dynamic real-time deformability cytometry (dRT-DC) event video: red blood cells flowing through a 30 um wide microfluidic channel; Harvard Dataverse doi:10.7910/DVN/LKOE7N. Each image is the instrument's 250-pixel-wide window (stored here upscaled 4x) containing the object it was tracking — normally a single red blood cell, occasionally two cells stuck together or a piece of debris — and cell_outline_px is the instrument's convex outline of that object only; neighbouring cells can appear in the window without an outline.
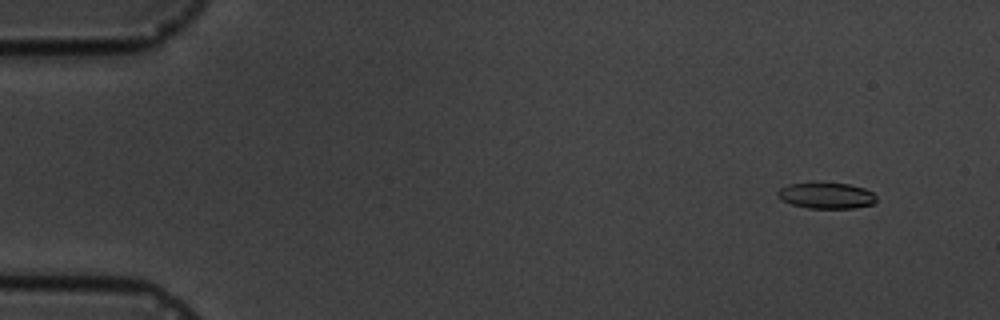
{"species": "common noctule bat (a hibernating species)", "species_latin": "Nyctalus noctula", "temperature_condition": "cold", "stored_images_in_passage": 6, "camera_frame_rate_fps": 3000, "um_per_image_px": 0.085, "animal": {"sex": "male", "body_mass_g": 19.5, "forearm_length_mm": 54.6}, "frame": {"image": 1, "passage_image": 2, "time_ms": 1.333, "image_size_px": [1000, 320], "cell_outline_px": [[876, 204], [852, 208], [808, 208], [792, 204], [776, 196], [776, 192], [780, 188], [788, 184], [812, 180], [820, 180], [848, 184], [864, 188], [872, 192], [876, 196]], "centroid_in_image_um": [70.21, 16.57], "position_along_channel_um": 14.8, "area_um2": 15.66}}
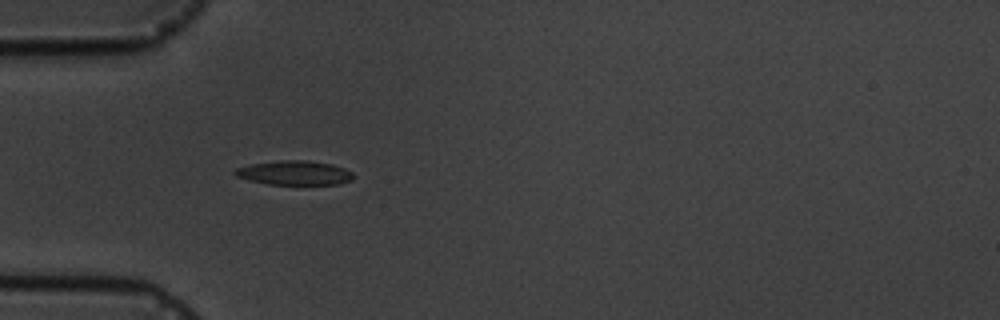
{"frame": {"image": 2, "passage_image": 5, "time_ms": 5.667, "image_size_px": [1000, 320], "cell_outline_px": [[352, 180], [340, 184], [268, 184], [248, 180], [236, 176], [232, 172], [236, 168], [252, 164], [280, 160], [308, 160], [332, 164], [344, 168], [352, 172]], "centroid_in_image_um": [25.02, 14.69], "position_along_channel_um": 60.0, "area_um2": 16.7}}
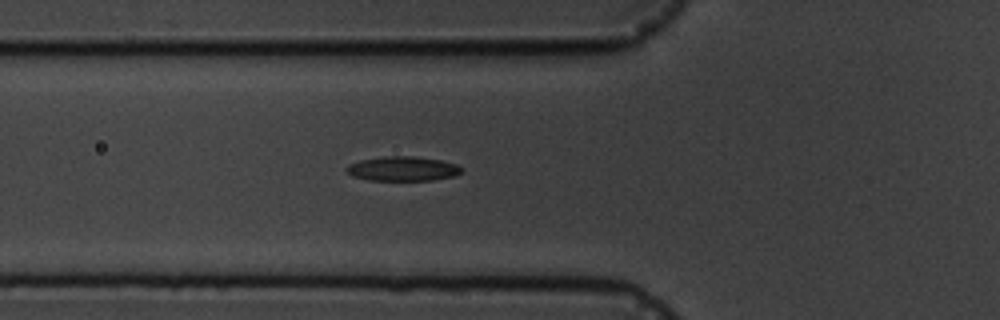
{"frame": {"image": 3, "passage_image": 6, "time_ms": 6.667, "image_size_px": [1000, 320], "cell_outline_px": [[464, 172], [456, 176], [432, 180], [368, 180], [352, 176], [344, 168], [348, 164], [360, 160], [384, 156], [412, 156], [440, 160], [456, 164]], "centroid_in_image_um": [34.22, 14.34], "position_along_channel_um": 91.6, "area_um2": 16.47}}